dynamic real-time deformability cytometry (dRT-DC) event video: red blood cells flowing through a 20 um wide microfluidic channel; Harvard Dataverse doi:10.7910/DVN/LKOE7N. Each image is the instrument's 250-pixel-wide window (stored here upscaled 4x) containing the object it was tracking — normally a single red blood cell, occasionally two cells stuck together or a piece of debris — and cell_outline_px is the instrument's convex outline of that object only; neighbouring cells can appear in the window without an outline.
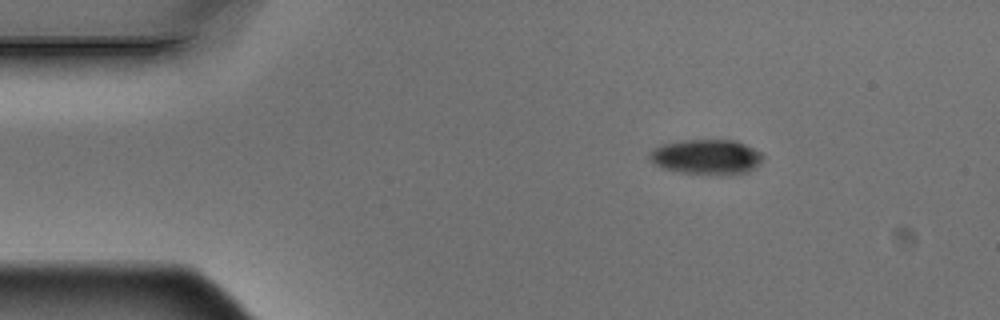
{"species": "Egyptian fruit bat (a non-hibernating species)", "species_latin": "Rousettus aegyptiacus", "temperature_condition": "warm", "stored_images_in_passage": 6, "camera_frame_rate_fps": 3000, "um_per_image_px": 0.085, "animal": {"sex": "male"}, "frame": {"image": 1, "passage_image": 1, "time_ms": 0.0, "image_size_px": [1000, 320], "cell_outline_px": [[764, 156], [760, 164], [756, 168], [748, 172], [728, 176], [716, 176], [680, 172], [660, 168], [648, 156], [648, 152], [652, 148], [660, 144], [680, 140], [736, 140], [760, 152]], "centroid_in_image_um": [60.05, 13.36], "position_along_channel_um": 25.0, "area_um2": 23.81}}
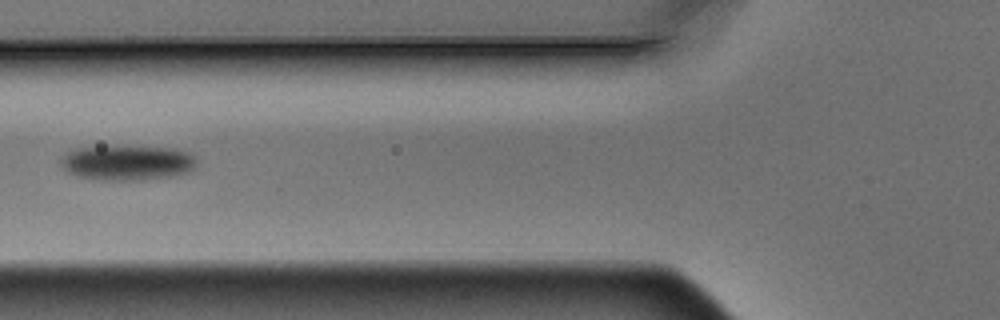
{"frame": {"image": 2, "passage_image": 4, "time_ms": 1.0, "image_size_px": [1000, 320], "cell_outline_px": [[196, 164], [192, 168], [184, 172], [172, 176], [144, 180], [96, 180], [76, 176], [68, 172], [60, 164], [60, 160], [68, 152], [80, 148], [176, 148], [192, 152], [196, 156]], "centroid_in_image_um": [10.85, 13.86], "position_along_channel_um": 115.0, "area_um2": 27.17}}
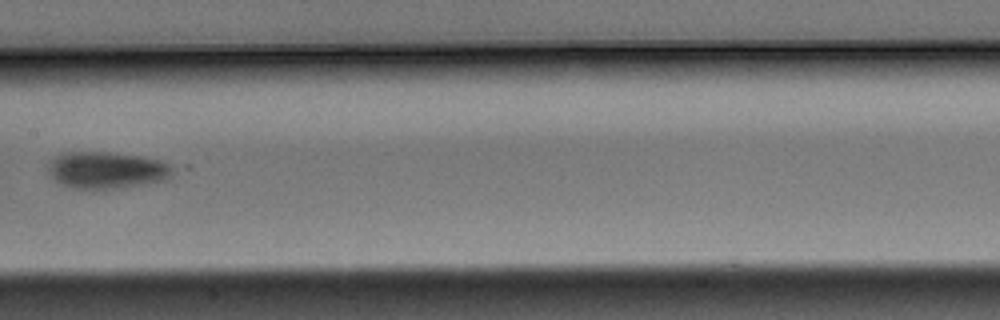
{"frame": {"image": 3, "passage_image": 6, "time_ms": 1.667, "image_size_px": [1000, 320], "cell_outline_px": [[172, 172], [164, 180], [104, 192], [72, 188], [60, 184], [52, 176], [48, 168], [52, 160], [60, 152], [108, 152], [144, 156], [160, 160], [172, 164]], "centroid_in_image_um": [9.07, 14.49], "position_along_channel_um": 198.3, "area_um2": 27.4}}